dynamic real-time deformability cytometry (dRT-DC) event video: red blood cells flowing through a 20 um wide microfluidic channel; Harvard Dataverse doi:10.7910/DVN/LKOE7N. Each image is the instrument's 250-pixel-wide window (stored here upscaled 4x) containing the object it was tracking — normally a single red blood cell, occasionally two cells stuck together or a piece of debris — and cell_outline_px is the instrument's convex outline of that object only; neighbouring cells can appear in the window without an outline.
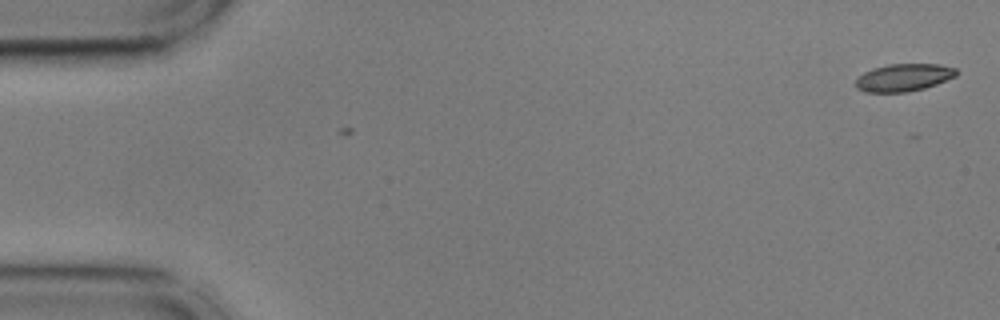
{"species": "common noctule bat (a hibernating species)", "species_latin": "Nyctalus noctula", "temperature_condition": "cold", "stored_images_in_passage": 2, "camera_frame_rate_fps": 3000, "um_per_image_px": 0.085, "animal": {"sex": "male", "body_mass_g": 17.9, "forearm_length_mm": 54.2}, "frame": {"image": 1, "passage_image": 2, "time_ms": 0.333, "image_size_px": [1000, 320], "cell_outline_px": [[956, 76], [936, 84], [924, 88], [908, 92], [864, 92], [856, 88], [856, 76], [872, 68], [888, 64], [936, 64], [956, 68]], "centroid_in_image_um": [76.76, 6.59], "position_along_channel_um": 8.2, "area_um2": 16.18}}